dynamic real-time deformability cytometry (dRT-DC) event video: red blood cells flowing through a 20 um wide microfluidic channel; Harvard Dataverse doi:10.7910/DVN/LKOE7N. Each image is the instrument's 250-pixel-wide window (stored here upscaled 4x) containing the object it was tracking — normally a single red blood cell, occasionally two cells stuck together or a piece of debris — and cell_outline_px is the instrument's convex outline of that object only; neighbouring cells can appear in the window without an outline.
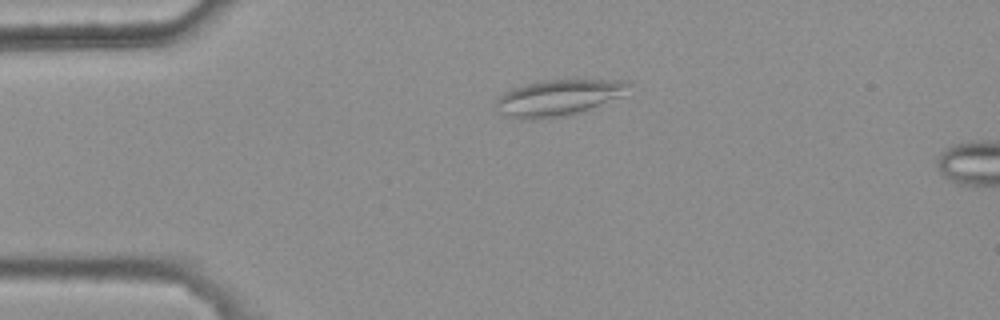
{"species": "common noctule bat (a hibernating species)", "species_latin": "Nyctalus noctula", "temperature_condition": "warm", "stored_images_in_passage": 2, "camera_frame_rate_fps": 3000, "um_per_image_px": 0.085, "animal": {"sex": "female", "body_mass_g": 25.1}, "frame": {"image": 1, "passage_image": 1, "time_ms": 0.0, "image_size_px": [1000, 320], "cell_outline_px": [[628, 84], [620, 96], [588, 108], [576, 112], [560, 116], [536, 120], [512, 116], [496, 112], [492, 104], [504, 92], [512, 88], [524, 84], [540, 80], [624, 80]], "centroid_in_image_um": [47.3, 8.29], "position_along_channel_um": 37.7, "area_um2": 27.17}}